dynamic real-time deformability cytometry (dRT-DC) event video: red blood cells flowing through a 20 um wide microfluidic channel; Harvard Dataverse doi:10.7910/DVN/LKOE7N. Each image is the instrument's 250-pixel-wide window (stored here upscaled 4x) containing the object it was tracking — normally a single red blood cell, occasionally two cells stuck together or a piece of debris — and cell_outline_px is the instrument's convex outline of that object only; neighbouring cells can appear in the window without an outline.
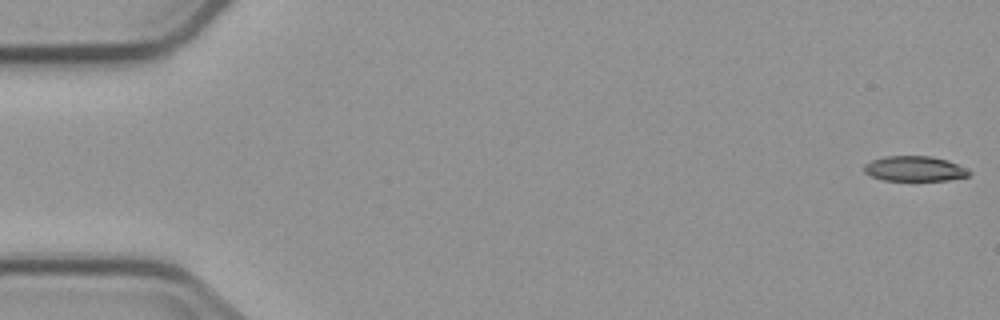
{"species": "common noctule bat (a hibernating species)", "species_latin": "Nyctalus noctula", "temperature_condition": "cold", "stored_images_in_passage": 5, "camera_frame_rate_fps": 3000, "um_per_image_px": 0.085, "animal": {"sex": "male", "body_mass_g": 23.1, "forearm_length_mm": 52.7}, "frame": {"image": 1, "passage_image": 1, "time_ms": 0.0, "image_size_px": [1000, 320], "cell_outline_px": [[972, 172], [968, 176], [948, 180], [884, 180], [872, 176], [864, 172], [864, 164], [872, 160], [884, 156], [932, 156], [948, 160], [968, 168]], "centroid_in_image_um": [77.77, 14.33], "position_along_channel_um": 7.2, "area_um2": 15.43}}
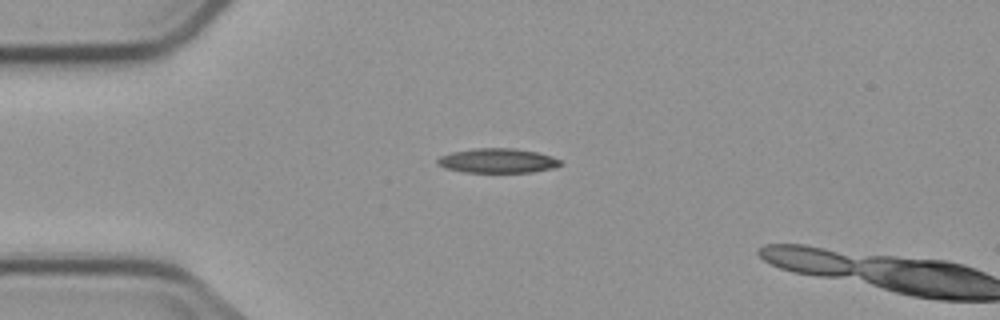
{"frame": {"image": 2, "passage_image": 4, "time_ms": 4.333, "image_size_px": [1000, 320], "cell_outline_px": [[560, 164], [552, 168], [532, 172], [464, 172], [444, 168], [436, 164], [436, 160], [440, 156], [452, 152], [472, 148], [516, 148], [536, 152], [552, 156], [560, 160]], "centroid_in_image_um": [42.24, 13.65], "position_along_channel_um": 42.8, "area_um2": 17.57}}